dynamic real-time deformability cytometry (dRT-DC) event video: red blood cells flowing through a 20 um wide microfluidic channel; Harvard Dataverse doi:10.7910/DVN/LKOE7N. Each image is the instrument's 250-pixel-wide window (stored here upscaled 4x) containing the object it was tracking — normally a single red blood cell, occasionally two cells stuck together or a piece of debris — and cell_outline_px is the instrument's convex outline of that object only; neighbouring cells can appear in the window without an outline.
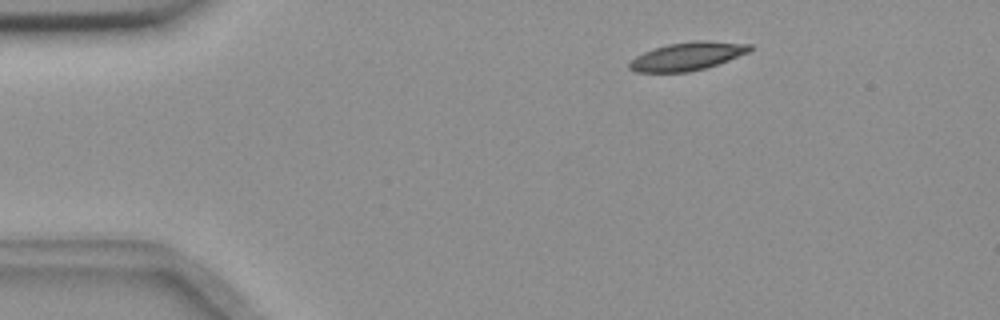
{"species": "common noctule bat (a hibernating species)", "species_latin": "Nyctalus noctula", "temperature_condition": "room temperature", "stored_images_in_passage": 2, "camera_frame_rate_fps": 3000, "um_per_image_px": 0.085, "animal": {"sex": "female", "body_mass_g": 18.4}, "frame": {"image": 1, "passage_image": 1, "time_ms": 0.0, "image_size_px": [1000, 320], "cell_outline_px": [[752, 48], [748, 52], [728, 60], [704, 68], [688, 72], [636, 72], [628, 68], [628, 64], [636, 56], [644, 52], [668, 44], [696, 40], [704, 40], [752, 44]], "centroid_in_image_um": [58.42, 4.78], "position_along_channel_um": 26.6, "area_um2": 19.54}}